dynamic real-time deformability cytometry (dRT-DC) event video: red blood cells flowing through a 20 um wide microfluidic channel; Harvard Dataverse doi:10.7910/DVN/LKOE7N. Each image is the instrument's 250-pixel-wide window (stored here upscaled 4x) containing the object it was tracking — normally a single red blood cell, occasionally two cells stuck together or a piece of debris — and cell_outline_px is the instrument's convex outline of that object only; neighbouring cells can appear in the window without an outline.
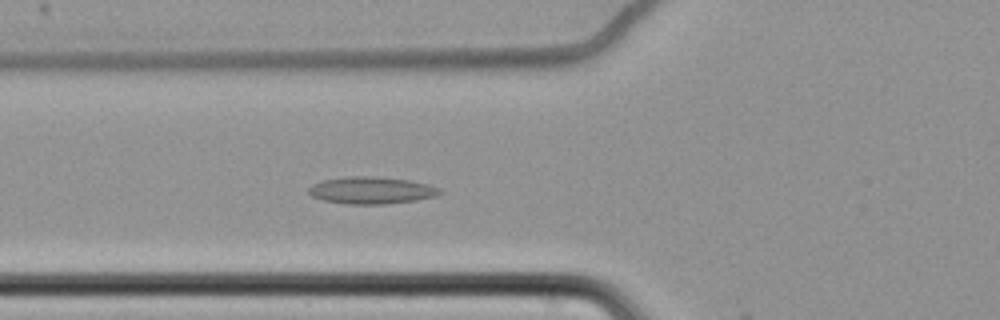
{"species": "common noctule bat (a hibernating species)", "species_latin": "Nyctalus noctula", "temperature_condition": "cold", "stored_images_in_passage": 65, "camera_frame_rate_fps": 3000, "um_per_image_px": 0.085, "animal": {"sex": "female", "body_mass_g": 22.7, "forearm_length_mm": 54.2}, "frame": {"image": 1, "passage_image": 28, "time_ms": 9.0, "image_size_px": [1000, 320], "cell_outline_px": [[444, 192], [436, 196], [416, 200], [384, 204], [348, 204], [324, 200], [312, 196], [308, 192], [308, 188], [312, 184], [324, 180], [348, 176], [372, 176], [408, 180], [428, 184], [440, 188]], "centroid_in_image_um": [31.59, 16.18], "position_along_channel_um": 94.2, "area_um2": 20.63}}
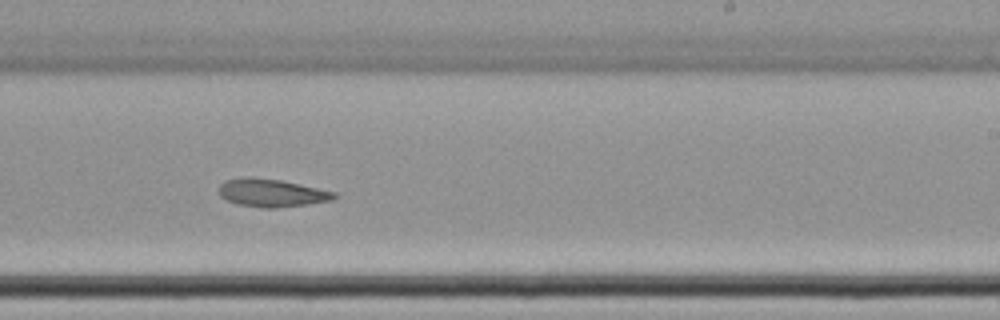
{"frame": {"image": 2, "passage_image": 43, "time_ms": 14.0, "image_size_px": [1000, 320], "cell_outline_px": [[340, 196], [332, 200], [276, 208], [264, 208], [240, 204], [228, 200], [220, 196], [220, 184], [224, 180], [280, 180], [336, 192]], "centroid_in_image_um": [23.18, 16.44], "position_along_channel_um": 265.8, "area_um2": 17.74}}
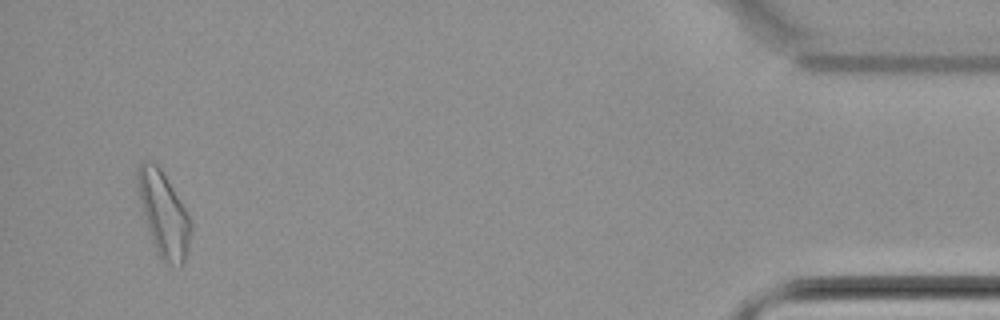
{"frame": {"image": 3, "passage_image": 63, "time_ms": 20.667, "image_size_px": [1000, 320], "cell_outline_px": [[192, 232], [188, 252], [184, 264], [180, 268], [168, 264], [156, 252], [148, 228], [140, 200], [136, 184], [136, 168], [144, 160], [152, 160], [160, 168], [184, 208], [192, 224]], "centroid_in_image_um": [13.91, 18.23], "position_along_channel_um": 421.3, "area_um2": 26.07}}